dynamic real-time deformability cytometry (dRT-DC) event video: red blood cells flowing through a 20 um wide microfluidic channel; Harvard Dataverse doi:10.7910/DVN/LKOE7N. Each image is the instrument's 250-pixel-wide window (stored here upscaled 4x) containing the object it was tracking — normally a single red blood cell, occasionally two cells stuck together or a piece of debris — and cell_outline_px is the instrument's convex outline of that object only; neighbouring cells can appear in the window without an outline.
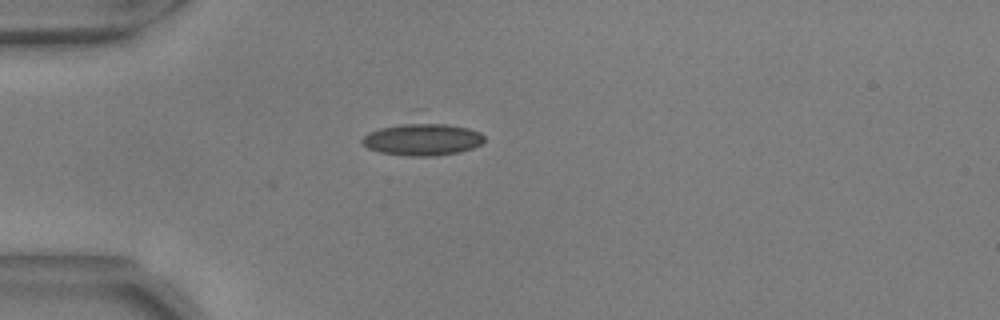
{"species": "common noctule bat (a hibernating species)", "species_latin": "Nyctalus noctula", "temperature_condition": "warm", "stored_images_in_passage": 12, "camera_frame_rate_fps": 3000, "um_per_image_px": 0.085, "animal": {"sex": "male", "body_mass_g": 17.9, "forearm_length_mm": 54.2}, "frame": {"image": 1, "passage_image": 1, "time_ms": 0.0, "image_size_px": [1000, 320], "cell_outline_px": [[484, 140], [480, 144], [472, 148], [460, 152], [436, 156], [404, 156], [380, 152], [368, 148], [360, 140], [368, 132], [420, 108], [428, 108], [480, 132], [484, 136]], "centroid_in_image_um": [35.93, 11.52], "position_along_channel_um": 49.1, "area_um2": 28.21}}
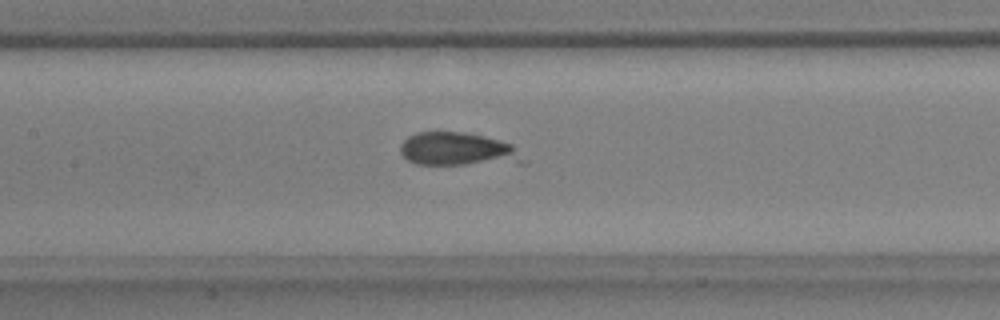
{"frame": {"image": 2, "passage_image": 12, "time_ms": 3.667, "image_size_px": [1000, 320], "cell_outline_px": [[528, 160], [524, 164], [416, 164], [408, 160], [400, 152], [400, 144], [408, 136], [416, 132], [464, 132], [484, 136], [500, 140], [512, 144]], "centroid_in_image_um": [38.99, 12.7], "position_along_channel_um": 168.4, "area_um2": 24.22}}